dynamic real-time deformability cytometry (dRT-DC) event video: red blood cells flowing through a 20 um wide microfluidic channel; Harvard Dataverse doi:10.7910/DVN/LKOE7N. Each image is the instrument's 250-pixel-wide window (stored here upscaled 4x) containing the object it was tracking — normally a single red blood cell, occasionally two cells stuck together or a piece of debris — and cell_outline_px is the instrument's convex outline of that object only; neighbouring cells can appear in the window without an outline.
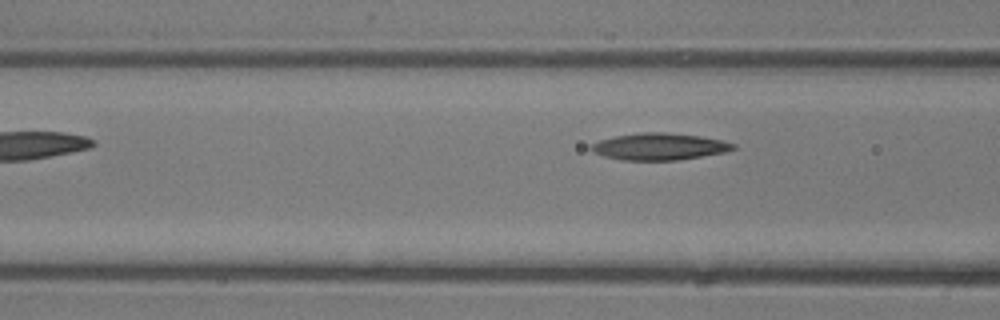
{"species": "common noctule bat (a hibernating species)", "species_latin": "Nyctalus noctula", "temperature_condition": "room temperature", "stored_images_in_passage": 4, "camera_frame_rate_fps": 3000, "um_per_image_px": 0.085, "animal": {"sex": "male", "body_mass_g": 13.3}, "frame": {"image": 1, "passage_image": 4, "time_ms": 1.0, "image_size_px": [1000, 320], "cell_outline_px": [[736, 148], [724, 152], [676, 160], [620, 160], [604, 156], [592, 152], [588, 148], [592, 144], [600, 140], [616, 136], [640, 132], [664, 132], [700, 136], [720, 140], [736, 144]], "centroid_in_image_um": [56.0, 12.45], "position_along_channel_um": 110.6, "area_um2": 22.08}}